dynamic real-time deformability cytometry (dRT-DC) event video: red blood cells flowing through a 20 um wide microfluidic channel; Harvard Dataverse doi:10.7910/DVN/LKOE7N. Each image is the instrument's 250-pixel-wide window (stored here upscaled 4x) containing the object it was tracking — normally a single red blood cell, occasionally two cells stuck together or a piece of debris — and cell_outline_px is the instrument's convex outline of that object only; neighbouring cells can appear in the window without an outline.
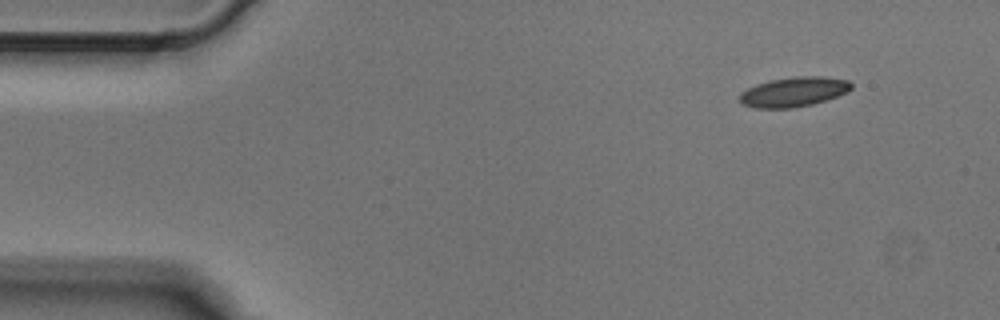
{"species": "Egyptian fruit bat (a non-hibernating species)", "species_latin": "Rousettus aegyptiacus", "temperature_condition": "cold", "stored_images_in_passage": 4, "camera_frame_rate_fps": 3000, "um_per_image_px": 0.085, "animal": {"sex": "male"}, "frame": {"image": 1, "passage_image": 1, "time_ms": 0.0, "image_size_px": [1000, 320], "cell_outline_px": [[852, 88], [848, 92], [812, 104], [792, 108], [756, 108], [740, 104], [740, 92], [756, 84], [772, 80], [796, 76], [820, 76], [848, 80], [852, 84]], "centroid_in_image_um": [67.45, 7.81], "position_along_channel_um": 17.5, "area_um2": 19.25}}